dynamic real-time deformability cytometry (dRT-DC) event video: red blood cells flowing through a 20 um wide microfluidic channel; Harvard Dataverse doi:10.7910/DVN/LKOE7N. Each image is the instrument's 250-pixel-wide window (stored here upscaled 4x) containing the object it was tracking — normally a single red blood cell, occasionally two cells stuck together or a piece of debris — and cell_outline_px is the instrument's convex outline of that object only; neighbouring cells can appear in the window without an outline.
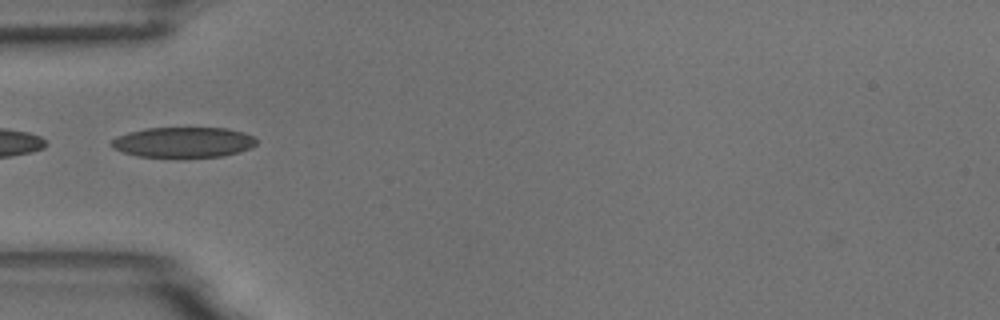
{"species": "common noctule bat (a hibernating species)", "species_latin": "Nyctalus noctula", "temperature_condition": "room temperature", "stored_images_in_passage": 6, "camera_frame_rate_fps": 3000, "um_per_image_px": 0.085, "animal": {"sex": "male", "body_mass_g": 18.8}, "frame": {"image": 1, "passage_image": 3, "time_ms": 3.333, "image_size_px": [1000, 320], "cell_outline_px": [[256, 144], [252, 148], [240, 152], [224, 156], [184, 160], [136, 156], [112, 148], [112, 140], [116, 136], [128, 132], [148, 128], [228, 128], [244, 132], [252, 136], [256, 140]], "centroid_in_image_um": [15.6, 12.14], "position_along_channel_um": 69.4, "area_um2": 26.7}}